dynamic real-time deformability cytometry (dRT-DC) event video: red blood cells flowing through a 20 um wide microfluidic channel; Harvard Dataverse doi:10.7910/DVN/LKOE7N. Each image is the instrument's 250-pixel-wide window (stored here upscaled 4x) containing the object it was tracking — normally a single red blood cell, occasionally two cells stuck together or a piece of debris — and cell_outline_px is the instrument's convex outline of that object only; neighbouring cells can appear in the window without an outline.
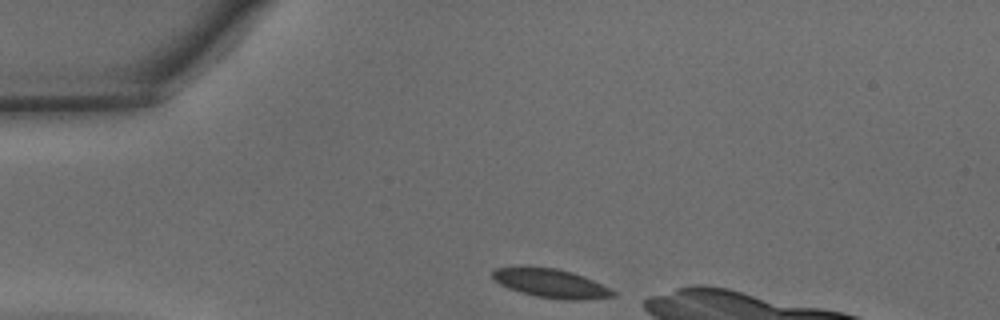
{"species": "common noctule bat (a hibernating species)", "species_latin": "Nyctalus noctula", "temperature_condition": "warm", "stored_images_in_passage": 8, "camera_frame_rate_fps": 3000, "um_per_image_px": 0.085, "animal": {"sex": "male", "body_mass_g": 15.6}, "frame": {"image": 1, "passage_image": 1, "time_ms": 0.0, "image_size_px": [1000, 320], "cell_outline_px": [[616, 296], [580, 300], [564, 300], [536, 296], [520, 292], [508, 288], [500, 284], [492, 276], [492, 272], [496, 268], [556, 268], [572, 272], [584, 276], [612, 288], [616, 292]], "centroid_in_image_um": [46.91, 24.11], "position_along_channel_um": 38.1, "area_um2": 19.94}}
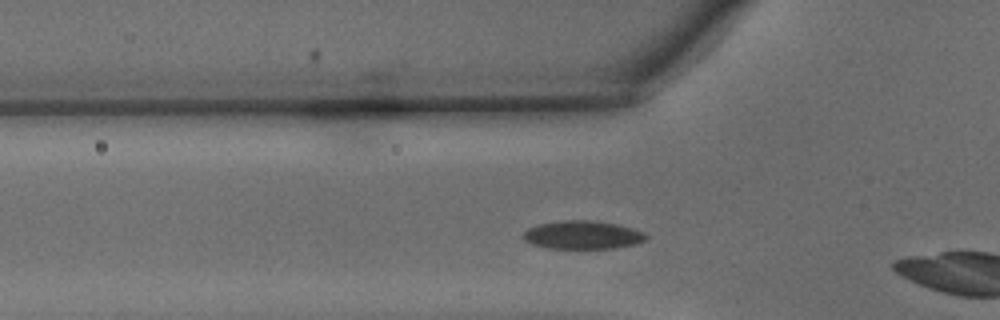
{"frame": {"image": 2, "passage_image": 6, "time_ms": 1.667, "image_size_px": [1000, 320], "cell_outline_px": [[648, 240], [636, 244], [616, 248], [544, 248], [532, 244], [524, 240], [524, 232], [528, 228], [540, 224], [560, 220], [592, 220], [616, 224], [632, 228], [644, 232], [648, 236]], "centroid_in_image_um": [49.55, 19.97], "position_along_channel_um": 76.2, "area_um2": 20.35}}